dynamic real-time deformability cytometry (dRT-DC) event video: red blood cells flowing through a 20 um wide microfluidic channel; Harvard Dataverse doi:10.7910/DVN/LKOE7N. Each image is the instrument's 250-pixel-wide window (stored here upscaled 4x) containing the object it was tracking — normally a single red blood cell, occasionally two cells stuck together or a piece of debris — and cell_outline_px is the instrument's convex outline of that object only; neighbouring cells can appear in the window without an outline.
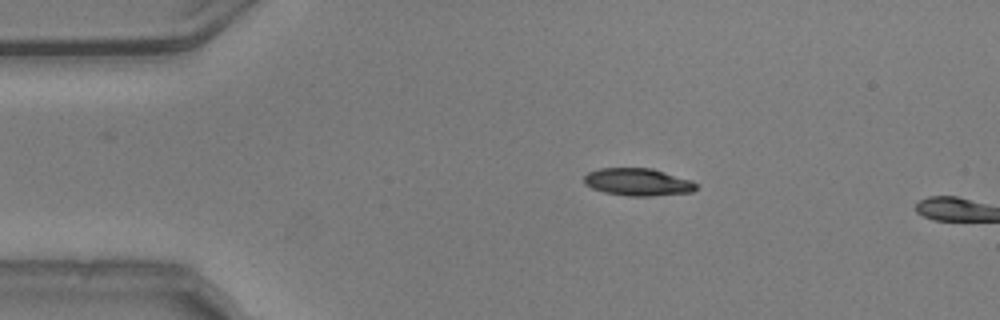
{"species": "common noctule bat (a hibernating species)", "species_latin": "Nyctalus noctula", "temperature_condition": "warm", "stored_images_in_passage": 3, "camera_frame_rate_fps": 3000, "um_per_image_px": 0.085, "animal": {"sex": "male", "body_mass_g": 20.5, "forearm_length_mm": 52.5}, "frame": {"image": 1, "passage_image": 1, "time_ms": 0.0, "image_size_px": [1000, 320], "cell_outline_px": [[700, 184], [692, 192], [652, 196], [628, 196], [604, 192], [592, 188], [584, 184], [584, 176], [588, 172], [600, 168], [652, 168], [692, 180]], "centroid_in_image_um": [54.24, 15.47], "position_along_channel_um": 30.8, "area_um2": 18.09}}